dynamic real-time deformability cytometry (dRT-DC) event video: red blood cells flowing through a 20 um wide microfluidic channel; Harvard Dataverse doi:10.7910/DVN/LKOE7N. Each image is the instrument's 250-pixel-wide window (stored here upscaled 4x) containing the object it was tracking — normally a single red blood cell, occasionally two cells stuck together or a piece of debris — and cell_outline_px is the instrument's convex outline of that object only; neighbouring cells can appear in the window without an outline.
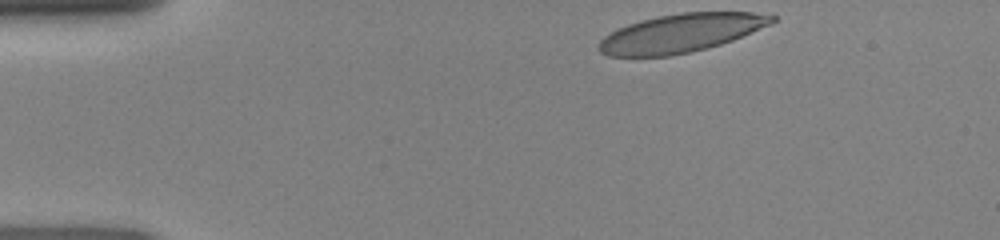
{"species": "human", "species_latin": "Homo sapiens", "temperature_condition": "room temperature", "stored_images_in_passage": 41, "camera_frame_rate_fps": 3000, "um_per_image_px": 0.085, "donor": {"sex": "female"}, "frame": {"image": 1, "passage_image": 1, "time_ms": 0.0, "image_size_px": [1000, 240], "cell_outline_px": [[776, 20], [772, 24], [732, 40], [720, 44], [688, 52], [668, 56], [608, 56], [600, 52], [596, 48], [600, 40], [604, 36], [616, 28], [640, 20], [660, 16], [684, 12], [752, 12], [776, 16]], "centroid_in_image_um": [57.85, 2.81], "position_along_channel_um": 27.2, "area_um2": 38.61}}
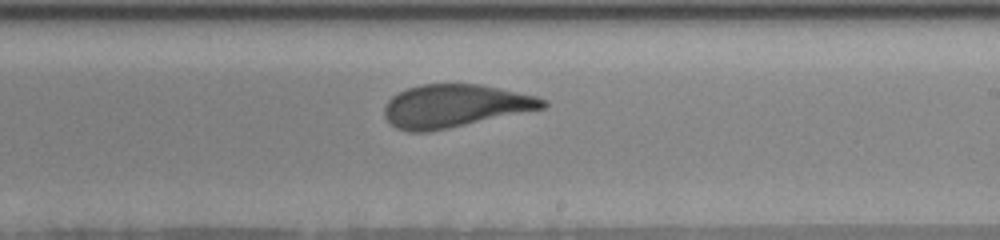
{"frame": {"image": 2, "passage_image": 22, "time_ms": 7.0, "image_size_px": [1000, 240], "cell_outline_px": [[548, 104], [544, 108], [448, 128], [428, 132], [408, 132], [396, 128], [384, 116], [384, 108], [388, 100], [392, 96], [408, 88], [420, 84], [480, 84], [536, 96], [548, 100]], "centroid_in_image_um": [38.65, 9.0], "position_along_channel_um": 250.4, "area_um2": 39.36}}
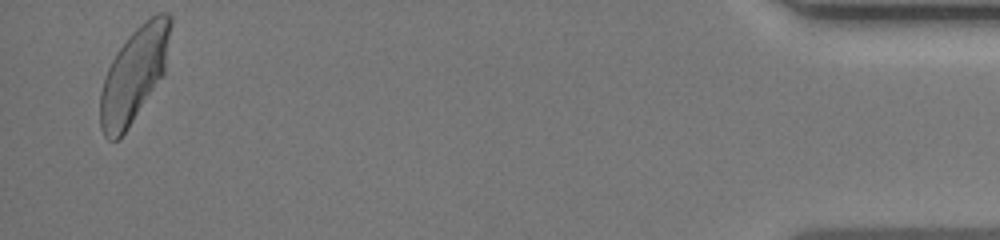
{"frame": {"image": 3, "passage_image": 40, "time_ms": 13.0, "image_size_px": [1000, 240], "cell_outline_px": [[172, 24], [164, 72], [124, 132], [116, 140], [108, 140], [104, 136], [100, 128], [100, 92], [104, 76], [112, 60], [128, 36], [144, 20], [156, 12], [168, 12], [172, 16]], "centroid_in_image_um": [11.39, 6.27], "position_along_channel_um": 423.8, "area_um2": 38.03}}